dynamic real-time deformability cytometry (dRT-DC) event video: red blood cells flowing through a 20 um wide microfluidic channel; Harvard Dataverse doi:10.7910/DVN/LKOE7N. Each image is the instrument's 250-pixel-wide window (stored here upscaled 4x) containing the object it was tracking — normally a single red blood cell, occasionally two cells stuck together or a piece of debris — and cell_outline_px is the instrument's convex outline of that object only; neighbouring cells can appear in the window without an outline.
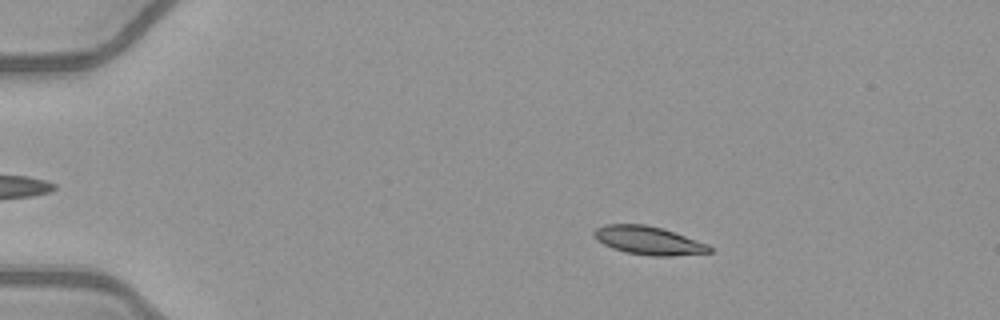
{"species": "common noctule bat (a hibernating species)", "species_latin": "Nyctalus noctula", "temperature_condition": "warm", "stored_images_in_passage": 52, "camera_frame_rate_fps": 3000, "um_per_image_px": 0.085, "animal": {"sex": "female", "body_mass_g": 21.9}, "frame": {"image": 1, "passage_image": 10, "time_ms": 3.0, "image_size_px": [1000, 320], "cell_outline_px": [[712, 252], [672, 256], [652, 256], [624, 252], [612, 248], [596, 240], [592, 236], [592, 232], [596, 228], [604, 224], [644, 224], [660, 228], [708, 244], [712, 248]], "centroid_in_image_um": [55.06, 20.45], "position_along_channel_um": 29.9, "area_um2": 19.02}}
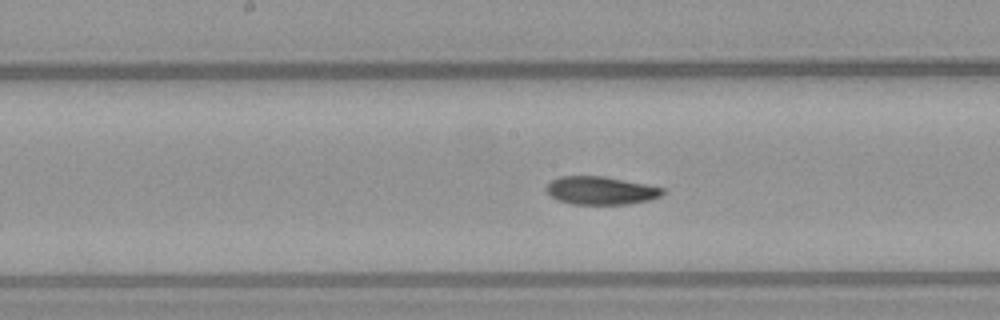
{"frame": {"image": 2, "passage_image": 28, "time_ms": 9.0, "image_size_px": [1000, 320], "cell_outline_px": [[668, 192], [660, 196], [648, 200], [628, 204], [572, 204], [556, 200], [544, 188], [552, 180], [560, 176], [604, 176], [664, 188]], "centroid_in_image_um": [51.07, 16.19], "position_along_channel_um": 197.1, "area_um2": 19.02}}
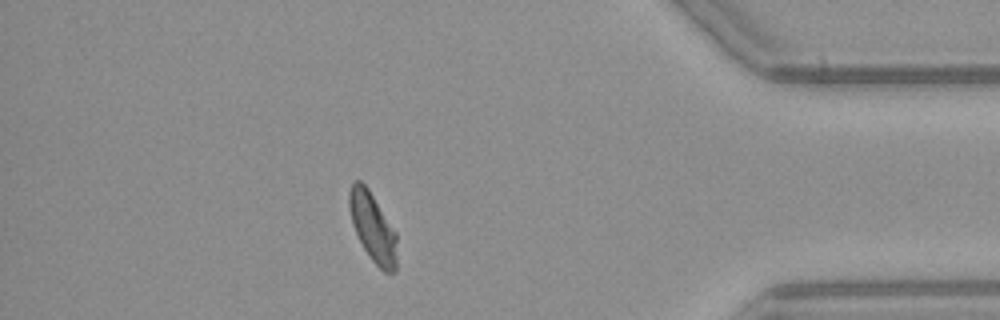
{"frame": {"image": 3, "passage_image": 46, "time_ms": 15.0, "image_size_px": [1000, 320], "cell_outline_px": [[396, 272], [384, 272], [372, 260], [364, 248], [352, 224], [348, 208], [348, 192], [352, 184], [356, 180], [360, 180], [368, 188], [396, 232]], "centroid_in_image_um": [31.67, 19.3], "position_along_channel_um": 403.5, "area_um2": 19.02}, "authors_computed_cell_mechanics": {"area_um2": 19.1029, "velocity_mm_per_s": 4.045, "shape_relaxation_time_tau1_ms": 10.2854, "shape_relaxation_time_tau2_ms": 2.4153, "deformation_change_tau1": 0.2244, "deformation_change_tau2": 0.073}}